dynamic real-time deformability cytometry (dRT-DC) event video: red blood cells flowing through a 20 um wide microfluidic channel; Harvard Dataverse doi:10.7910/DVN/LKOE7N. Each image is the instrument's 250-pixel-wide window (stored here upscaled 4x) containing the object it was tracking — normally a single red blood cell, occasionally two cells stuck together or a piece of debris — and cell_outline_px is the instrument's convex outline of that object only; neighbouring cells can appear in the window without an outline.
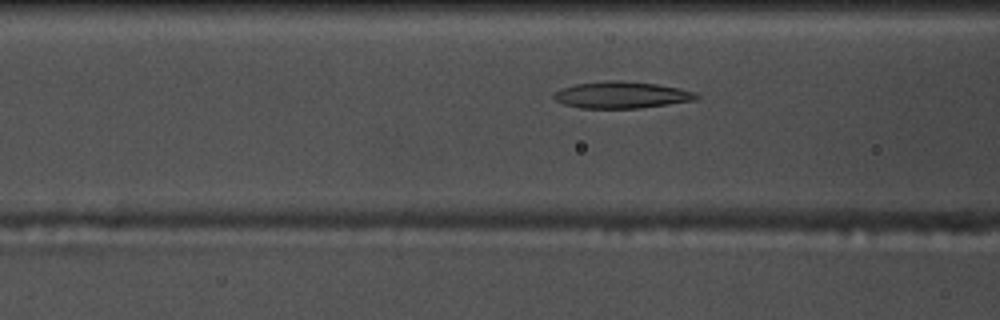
{"species": "common noctule bat (a hibernating species)", "species_latin": "Nyctalus noctula", "temperature_condition": "warm", "stored_images_in_passage": 51, "camera_frame_rate_fps": 3000, "um_per_image_px": 0.085, "animal": {"sex": "male", "body_mass_g": 17.5, "forearm_length_mm": 52.3}, "frame": {"image": 1, "passage_image": 17, "time_ms": 5.333, "image_size_px": [1000, 320], "cell_outline_px": [[700, 96], [696, 100], [640, 108], [580, 108], [564, 104], [556, 100], [552, 96], [552, 92], [560, 88], [576, 84], [608, 80], [616, 80], [656, 84], [680, 88], [696, 92]], "centroid_in_image_um": [52.81, 8.07], "position_along_channel_um": 113.8, "area_um2": 22.25}}
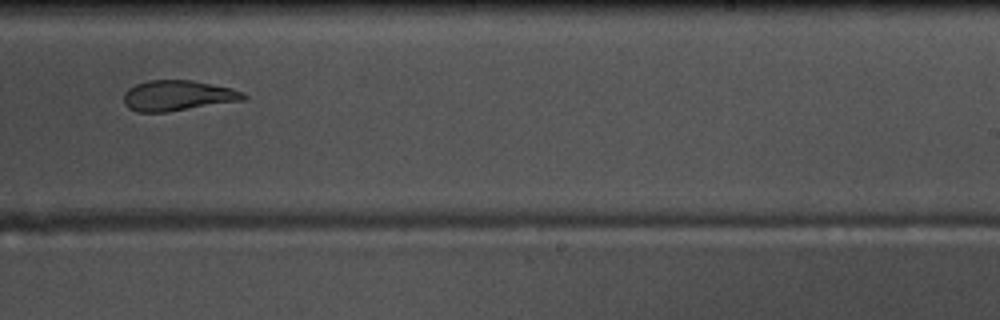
{"frame": {"image": 2, "passage_image": 30, "time_ms": 9.667, "image_size_px": [1000, 320], "cell_outline_px": [[248, 96], [244, 100], [168, 112], [136, 112], [128, 108], [124, 104], [124, 92], [128, 88], [136, 84], [148, 80], [192, 80], [232, 88], [244, 92]], "centroid_in_image_um": [15.1, 8.13], "position_along_channel_um": 273.9, "area_um2": 21.44}}
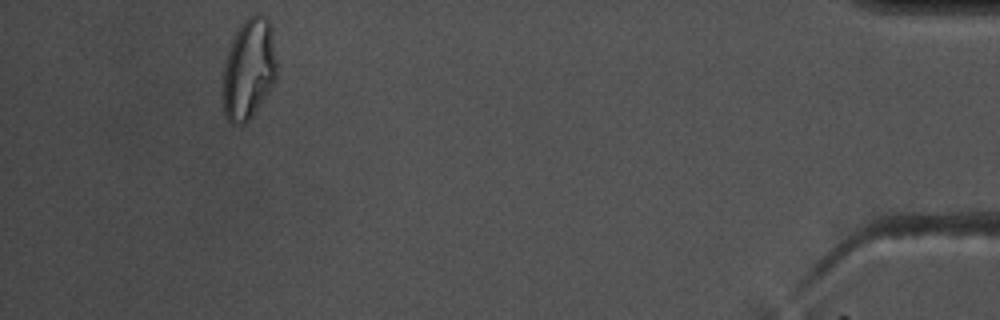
{"frame": {"image": 3, "passage_image": 47, "time_ms": 15.333, "image_size_px": [1000, 320], "cell_outline_px": [[276, 80], [272, 88], [248, 120], [244, 124], [232, 124], [228, 120], [224, 112], [224, 64], [232, 40], [240, 24], [248, 16], [256, 12], [260, 12], [268, 16], [272, 28], [276, 64]], "centroid_in_image_um": [21.18, 5.81], "position_along_channel_um": 414.0, "area_um2": 31.67}, "authors_computed_cell_mechanics": {"area_um2": 23.0044, "velocity_mm_per_s": 3.7036, "shape_relaxation_time_tau1_ms": null, "shape_relaxation_time_tau2_ms": 2.5747, "deformation_change_tau1": null, "deformation_change_tau2": 0.1124}}